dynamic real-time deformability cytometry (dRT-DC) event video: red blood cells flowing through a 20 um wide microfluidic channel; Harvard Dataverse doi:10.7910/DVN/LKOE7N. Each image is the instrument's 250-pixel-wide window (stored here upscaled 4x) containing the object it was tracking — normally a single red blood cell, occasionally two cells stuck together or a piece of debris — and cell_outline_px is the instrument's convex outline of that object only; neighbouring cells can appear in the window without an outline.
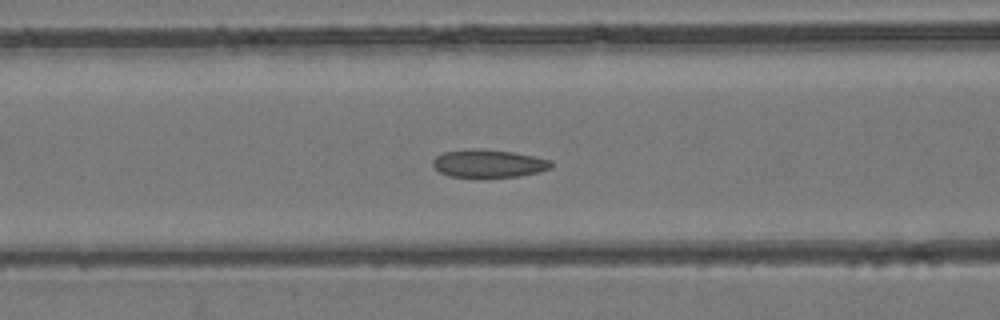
{"species": "common noctule bat (a hibernating species)", "species_latin": "Nyctalus noctula", "temperature_condition": "room temperature", "stored_images_in_passage": 38, "camera_frame_rate_fps": 3000, "um_per_image_px": 0.085, "animal": {"sex": "female", "body_mass_g": 24.6, "forearm_length_mm": 56.2}, "frame": {"image": 1, "passage_image": 18, "time_ms": 5.667, "image_size_px": [1000, 320], "cell_outline_px": [[552, 168], [540, 172], [520, 176], [452, 176], [440, 172], [432, 164], [432, 160], [436, 156], [444, 152], [476, 148], [512, 152], [552, 160]], "centroid_in_image_um": [41.56, 13.88], "position_along_channel_um": 125.0, "area_um2": 18.9}}
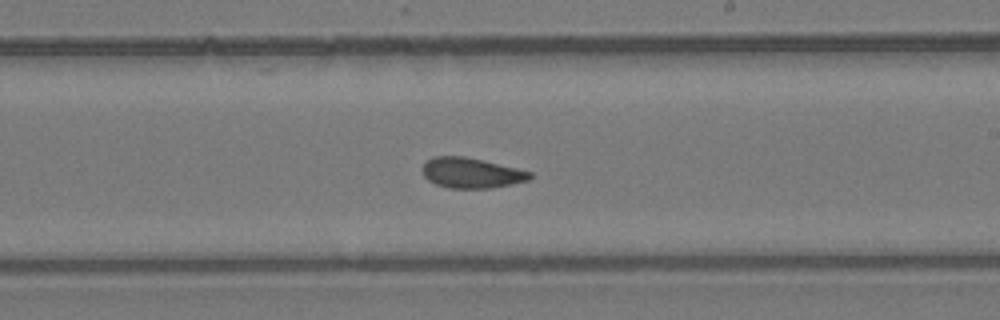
{"frame": {"image": 2, "passage_image": 26, "time_ms": 8.333, "image_size_px": [1000, 320], "cell_outline_px": [[532, 176], [528, 180], [492, 188], [448, 188], [436, 184], [428, 180], [424, 176], [424, 164], [432, 156], [464, 156], [484, 160], [532, 172]], "centroid_in_image_um": [40.06, 14.69], "position_along_channel_um": 248.9, "area_um2": 18.84}}
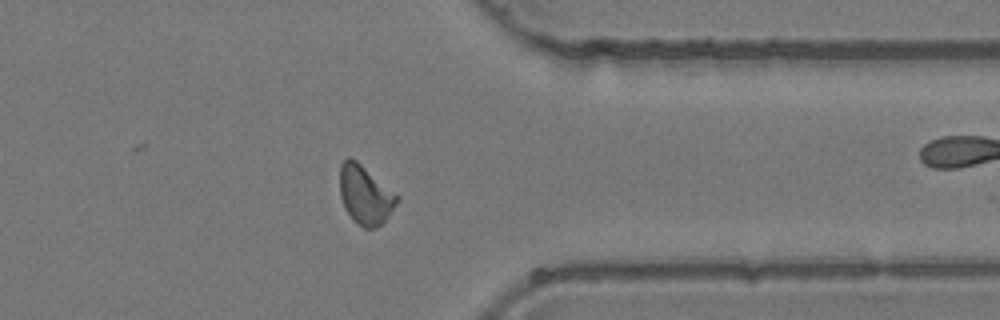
{"frame": {"image": 3, "passage_image": 35, "time_ms": 11.333, "image_size_px": [1000, 320], "cell_outline_px": [[400, 200], [388, 216], [376, 228], [364, 228], [352, 220], [344, 208], [340, 196], [340, 164], [348, 156], [356, 160], [400, 196]], "centroid_in_image_um": [31.04, 16.56], "position_along_channel_um": 380.4, "area_um2": 19.71}}